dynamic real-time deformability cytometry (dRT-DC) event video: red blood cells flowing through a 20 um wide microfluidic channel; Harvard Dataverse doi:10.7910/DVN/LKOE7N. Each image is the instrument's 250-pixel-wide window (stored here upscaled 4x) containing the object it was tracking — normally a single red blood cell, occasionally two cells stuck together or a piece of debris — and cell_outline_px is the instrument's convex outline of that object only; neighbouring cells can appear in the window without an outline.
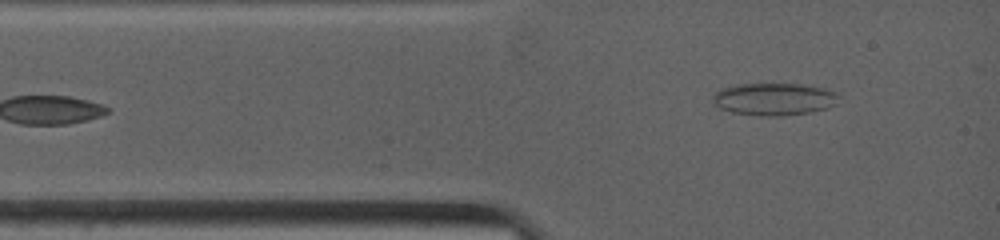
{"species": "common noctule bat (a hibernating species)", "species_latin": "Nyctalus noctula", "temperature_condition": "warm", "stored_images_in_passage": 3, "camera_frame_rate_fps": 4500, "um_per_image_px": 0.085, "animal": {"sex": "female", "body_mass_g": 19.0, "forearm_length_mm": 53.3}, "frame": {"image": 1, "passage_image": 3, "time_ms": 2.0, "image_size_px": [1000, 240], "cell_outline_px": [[840, 96], [828, 108], [808, 112], [780, 116], [760, 116], [732, 112], [720, 108], [712, 104], [712, 96], [720, 88], [736, 84], [800, 84], [824, 88], [836, 92]], "centroid_in_image_um": [65.73, 8.42], "position_along_channel_um": 19.3, "area_um2": 23.76}}